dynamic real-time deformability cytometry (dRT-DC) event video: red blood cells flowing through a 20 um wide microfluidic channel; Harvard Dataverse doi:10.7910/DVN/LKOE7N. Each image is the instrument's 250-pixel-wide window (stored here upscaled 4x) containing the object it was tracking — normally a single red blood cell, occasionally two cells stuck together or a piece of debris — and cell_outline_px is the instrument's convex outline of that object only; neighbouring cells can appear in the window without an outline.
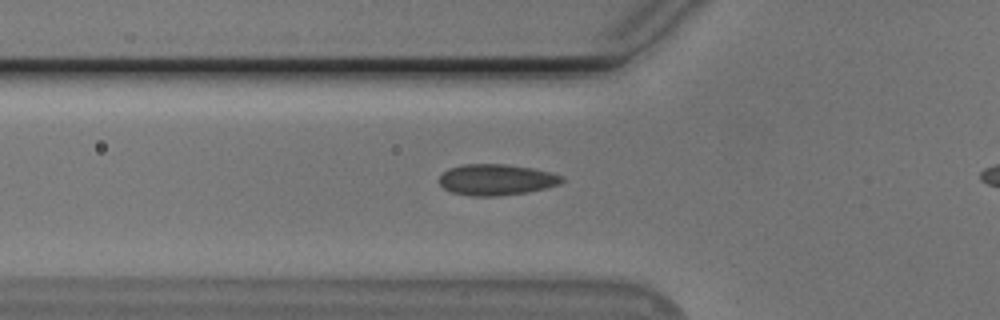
{"species": "Egyptian fruit bat (a non-hibernating species)", "species_latin": "Rousettus aegyptiacus", "temperature_condition": "cold", "stored_images_in_passage": 34, "camera_frame_rate_fps": 3000, "um_per_image_px": 0.085, "animal": {"sex": "male"}, "frame": {"image": 1, "passage_image": 5, "time_ms": 1.333, "image_size_px": [1000, 320], "cell_outline_px": [[564, 180], [560, 184], [544, 188], [524, 192], [496, 196], [472, 196], [452, 192], [444, 188], [436, 180], [448, 168], [464, 164], [504, 164], [532, 168], [548, 172], [560, 176]], "centroid_in_image_um": [42.12, 15.27], "position_along_channel_um": 83.7, "area_um2": 21.96}}
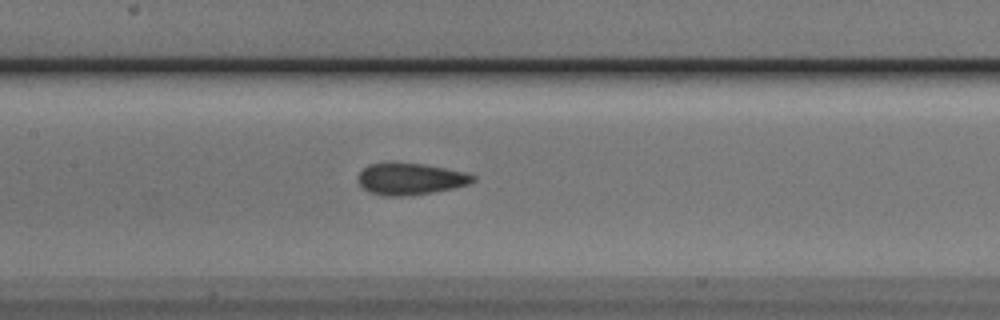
{"frame": {"image": 2, "passage_image": 12, "time_ms": 3.667, "image_size_px": [1000, 320], "cell_outline_px": [[476, 180], [468, 184], [452, 188], [432, 192], [404, 196], [384, 196], [368, 192], [356, 180], [360, 172], [368, 164], [388, 160], [396, 160], [424, 164], [464, 172], [476, 176]], "centroid_in_image_um": [34.81, 15.17], "position_along_channel_um": 172.6, "area_um2": 21.73}}
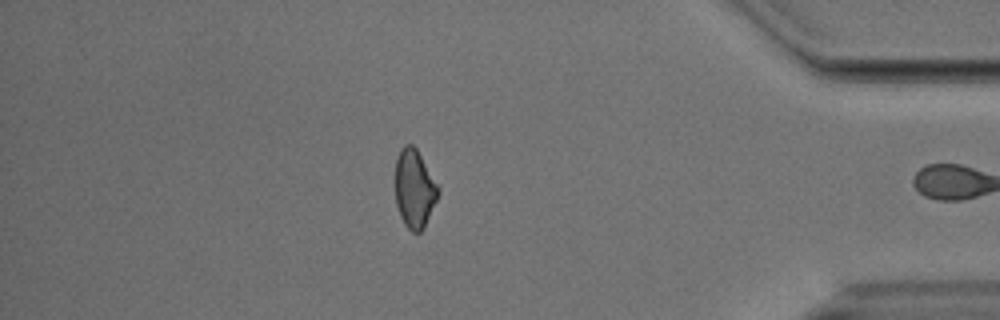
{"frame": {"image": 3, "passage_image": 33, "time_ms": 10.667, "image_size_px": [1000, 320], "cell_outline_px": [[440, 192], [420, 232], [412, 232], [404, 224], [400, 216], [396, 204], [396, 156], [400, 148], [404, 144], [412, 144], [416, 148], [440, 188]], "centroid_in_image_um": [35.21, 16.0], "position_along_channel_um": 400.0, "area_um2": 19.36}, "authors_computed_cell_mechanics": {"area_um2": 21.0392, "velocity_mm_per_s": 3.7764, "shape_relaxation_time_tau1_ms": 5.6159, "shape_relaxation_time_tau2_ms": 2.0029, "deformation_change_tau1": 0.0917, "deformation_change_tau2": 0.0584}}